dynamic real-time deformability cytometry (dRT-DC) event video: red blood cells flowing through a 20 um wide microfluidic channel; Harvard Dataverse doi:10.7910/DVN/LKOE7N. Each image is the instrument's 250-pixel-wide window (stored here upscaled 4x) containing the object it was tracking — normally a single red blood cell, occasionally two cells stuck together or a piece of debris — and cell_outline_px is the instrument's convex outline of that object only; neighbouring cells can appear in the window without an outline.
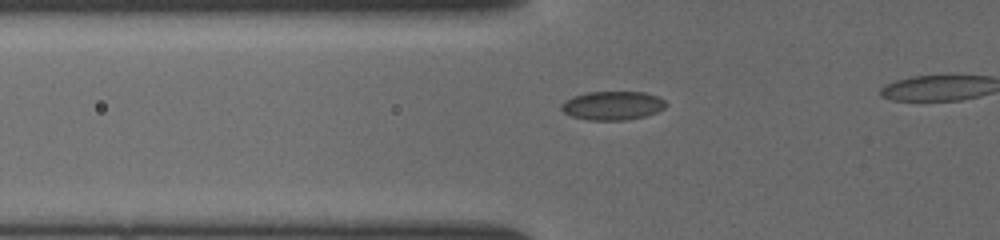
{"species": "common noctule bat (a hibernating species)", "species_latin": "Nyctalus noctula", "temperature_condition": "cold", "stored_images_in_passage": 33, "camera_frame_rate_fps": 3000, "um_per_image_px": 0.085, "animal": {"sex": "female", "body_mass_g": 19.5, "forearm_length_mm": 54.1}, "frame": {"image": 1, "passage_image": 9, "time_ms": 2.333, "image_size_px": [1000, 240], "cell_outline_px": [[668, 104], [664, 108], [656, 112], [644, 116], [624, 120], [588, 120], [572, 116], [564, 112], [560, 108], [560, 104], [572, 96], [588, 92], [644, 92], [656, 96], [664, 100]], "centroid_in_image_um": [52.05, 8.97], "position_along_channel_um": 73.8, "area_um2": 17.46}}
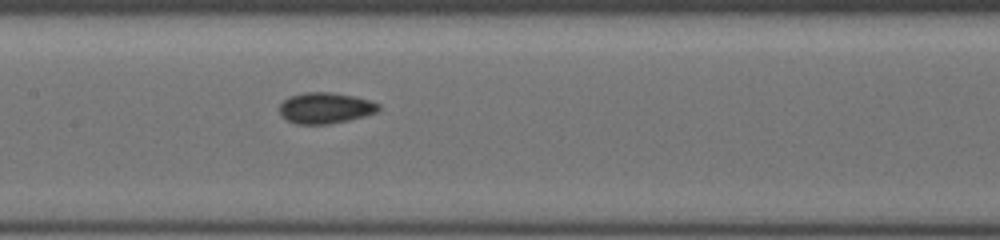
{"frame": {"image": 2, "passage_image": 19, "time_ms": 5.0, "image_size_px": [1000, 240], "cell_outline_px": [[380, 108], [376, 112], [364, 116], [348, 120], [328, 124], [296, 124], [288, 120], [280, 112], [280, 104], [288, 96], [304, 92], [332, 92], [352, 96], [368, 100], [380, 104]], "centroid_in_image_um": [27.64, 9.17], "position_along_channel_um": 179.8, "area_um2": 17.74}}
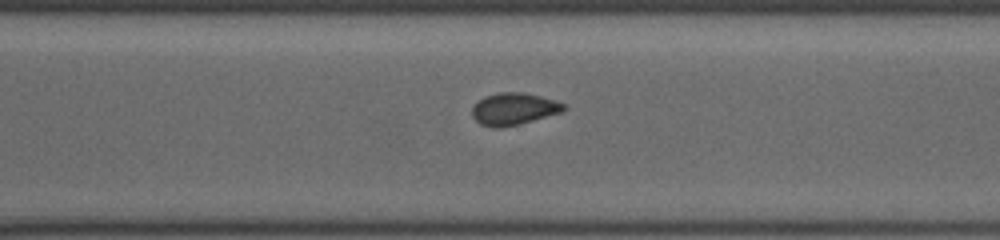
{"frame": {"image": 3, "passage_image": 30, "time_ms": 8.667, "image_size_px": [1000, 240], "cell_outline_px": [[568, 108], [560, 112], [520, 124], [500, 128], [492, 128], [480, 124], [472, 116], [472, 108], [484, 96], [500, 92], [524, 92], [540, 96], [564, 104]], "centroid_in_image_um": [43.64, 9.26], "position_along_channel_um": 327.0, "area_um2": 16.99}}